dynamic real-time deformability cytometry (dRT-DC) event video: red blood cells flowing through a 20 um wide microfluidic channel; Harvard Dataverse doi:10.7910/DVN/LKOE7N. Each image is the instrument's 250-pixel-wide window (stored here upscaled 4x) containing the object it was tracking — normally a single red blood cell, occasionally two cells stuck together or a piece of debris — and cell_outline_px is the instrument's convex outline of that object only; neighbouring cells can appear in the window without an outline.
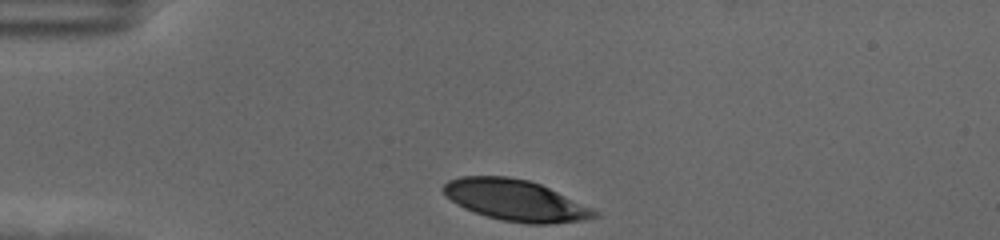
{"species": "human", "species_latin": "Homo sapiens", "temperature_condition": "cold", "stored_images_in_passage": 35, "camera_frame_rate_fps": 3000, "um_per_image_px": 0.085, "donor": {"sex": "female"}, "frame": {"image": 1, "passage_image": 1, "time_ms": 0.0, "image_size_px": [1000, 240], "cell_outline_px": [[600, 216], [584, 220], [548, 224], [528, 224], [500, 220], [464, 208], [456, 204], [440, 188], [448, 180], [460, 176], [508, 176], [528, 180], [540, 184], [592, 208], [600, 212]], "centroid_in_image_um": [43.82, 17.02], "position_along_channel_um": 41.2, "area_um2": 36.07}}
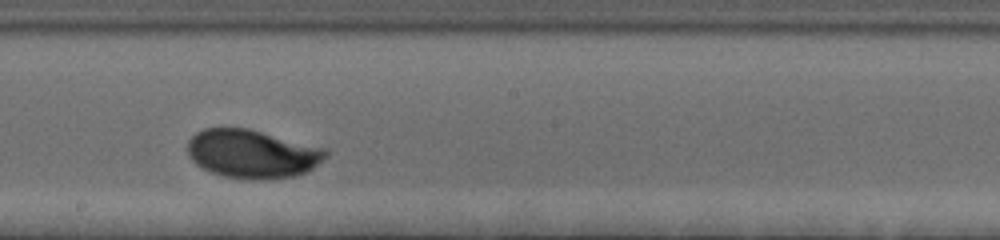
{"frame": {"image": 2, "passage_image": 20, "time_ms": 6.333, "image_size_px": [1000, 240], "cell_outline_px": [[328, 156], [312, 168], [296, 176], [272, 180], [252, 180], [224, 176], [208, 172], [196, 164], [188, 156], [188, 140], [196, 132], [204, 128], [248, 128], [328, 148]], "centroid_in_image_um": [21.45, 13.08], "position_along_channel_um": 226.7, "area_um2": 39.59}}
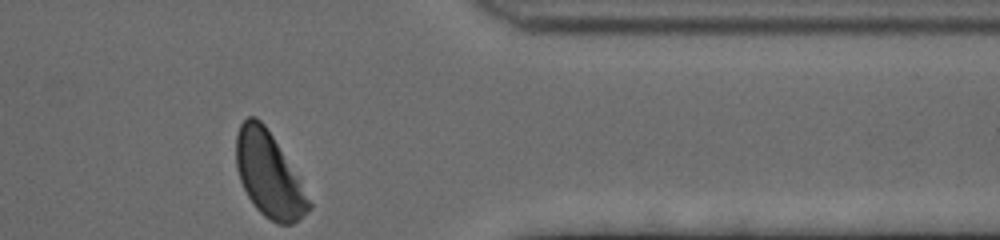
{"frame": {"image": 3, "passage_image": 35, "time_ms": 11.333, "image_size_px": [1000, 240], "cell_outline_px": [[312, 208], [308, 212], [292, 224], [276, 224], [264, 216], [256, 208], [248, 196], [240, 180], [236, 168], [236, 136], [240, 124], [248, 116], [256, 116], [264, 124], [300, 176], [312, 204]], "centroid_in_image_um": [22.88, 14.85], "position_along_channel_um": 388.5, "area_um2": 36.24}, "authors_computed_cell_mechanics": {"area_um2": 38.0324, "velocity_mm_per_s": 3.4948, "shape_relaxation_time_tau1_ms": 2.9059, "shape_relaxation_time_tau2_ms": null, "deformation_change_tau1": 0.1515, "deformation_change_tau2": null}}